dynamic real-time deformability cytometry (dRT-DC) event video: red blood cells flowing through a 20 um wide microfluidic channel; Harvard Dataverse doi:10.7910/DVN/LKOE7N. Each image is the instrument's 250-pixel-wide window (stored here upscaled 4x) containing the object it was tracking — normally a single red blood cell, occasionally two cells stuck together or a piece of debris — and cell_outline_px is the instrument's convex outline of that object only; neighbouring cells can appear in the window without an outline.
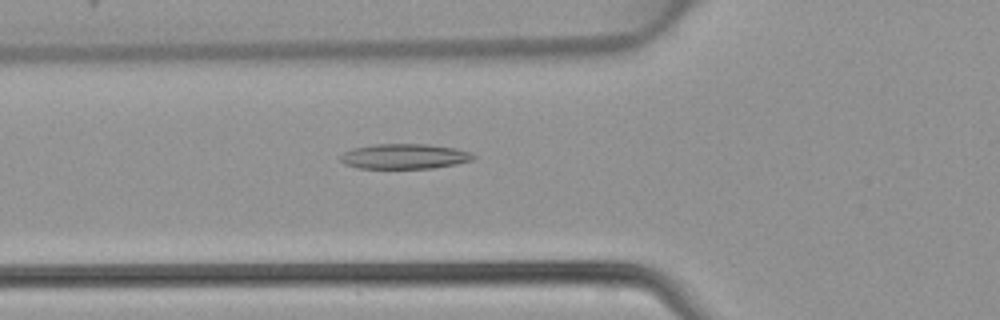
{"species": "common noctule bat (a hibernating species)", "species_latin": "Nyctalus noctula", "temperature_condition": "warm", "stored_images_in_passage": 47, "camera_frame_rate_fps": 3000, "um_per_image_px": 0.085, "animal": {"sex": "female", "body_mass_g": 22.7, "forearm_length_mm": 54.2}, "frame": {"image": 1, "passage_image": 17, "time_ms": 5.333, "image_size_px": [1000, 320], "cell_outline_px": [[476, 156], [472, 160], [456, 164], [432, 168], [356, 168], [344, 164], [340, 160], [340, 156], [344, 152], [352, 148], [372, 144], [428, 144], [456, 148], [472, 152]], "centroid_in_image_um": [34.37, 13.28], "position_along_channel_um": 91.4, "area_um2": 19.59}}
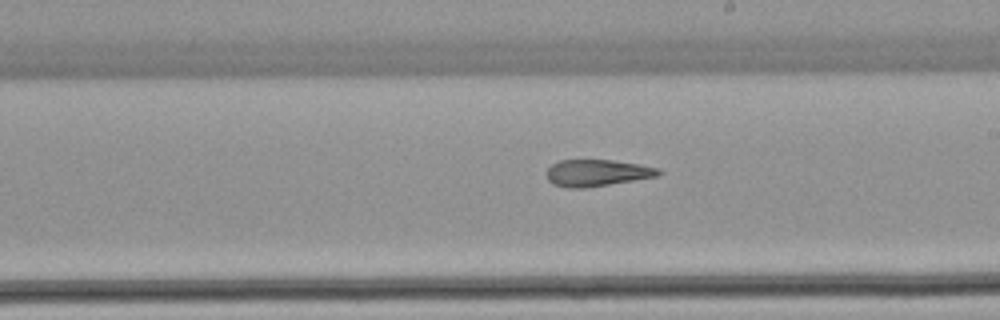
{"frame": {"image": 2, "passage_image": 27, "time_ms": 8.667, "image_size_px": [1000, 320], "cell_outline_px": [[664, 172], [656, 176], [584, 188], [568, 188], [552, 184], [548, 180], [544, 172], [552, 164], [560, 160], [612, 160], [660, 168]], "centroid_in_image_um": [50.69, 14.69], "position_along_channel_um": 238.3, "area_um2": 17.34}}
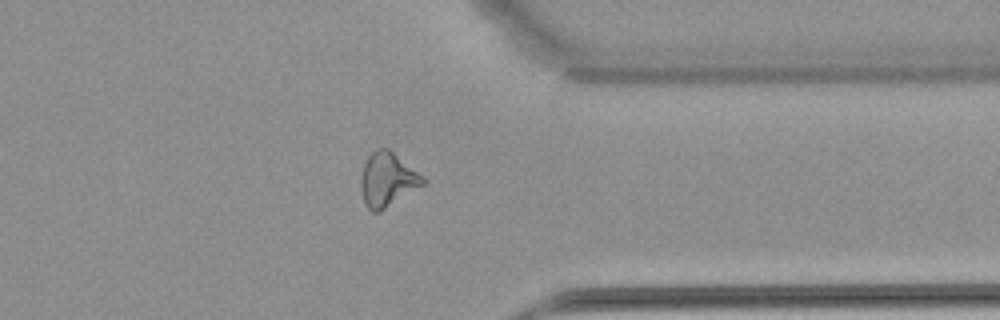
{"frame": {"image": 3, "passage_image": 37, "time_ms": 12.0, "image_size_px": [1000, 320], "cell_outline_px": [[428, 180], [424, 184], [380, 212], [372, 212], [364, 204], [360, 188], [360, 180], [364, 164], [368, 156], [376, 148], [388, 148]], "centroid_in_image_um": [32.91, 15.28], "position_along_channel_um": 378.5, "area_um2": 19.54}}